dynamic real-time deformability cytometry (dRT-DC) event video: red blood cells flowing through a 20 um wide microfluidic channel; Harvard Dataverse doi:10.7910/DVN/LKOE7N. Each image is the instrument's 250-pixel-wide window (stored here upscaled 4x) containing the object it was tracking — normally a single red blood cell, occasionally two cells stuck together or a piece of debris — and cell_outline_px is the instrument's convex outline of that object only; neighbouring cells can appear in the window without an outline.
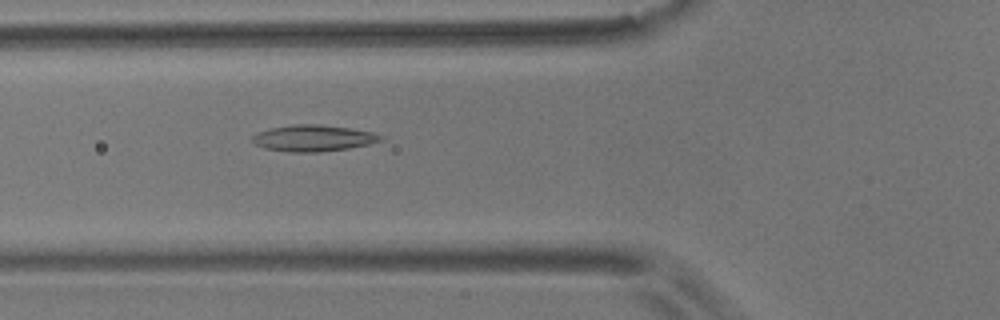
{"species": "common noctule bat (a hibernating species)", "species_latin": "Nyctalus noctula", "temperature_condition": "room temperature", "stored_images_in_passage": 6, "camera_frame_rate_fps": 3000, "um_per_image_px": 0.085, "animal": {"sex": "male", "body_mass_g": 17.9}, "frame": {"image": 1, "passage_image": 6, "time_ms": 1.667, "image_size_px": [1000, 320], "cell_outline_px": [[384, 140], [368, 144], [348, 148], [320, 152], [288, 152], [264, 148], [256, 144], [252, 140], [252, 136], [268, 128], [292, 124], [320, 124], [348, 128], [372, 132], [384, 136]], "centroid_in_image_um": [26.63, 11.74], "position_along_channel_um": 99.2, "area_um2": 19.71}}